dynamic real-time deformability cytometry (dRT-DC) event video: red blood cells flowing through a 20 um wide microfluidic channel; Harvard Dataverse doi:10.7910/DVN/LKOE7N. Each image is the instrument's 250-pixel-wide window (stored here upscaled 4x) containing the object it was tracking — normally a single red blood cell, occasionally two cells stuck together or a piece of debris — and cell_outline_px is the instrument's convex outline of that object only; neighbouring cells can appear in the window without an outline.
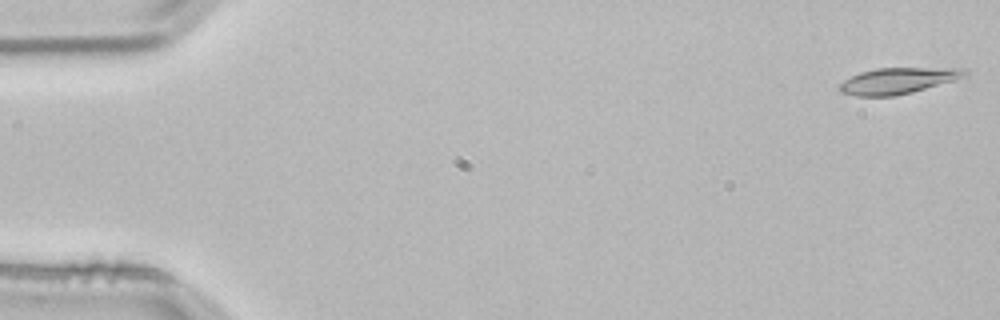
{"species": "common noctule bat (a hibernating species)", "species_latin": "Nyctalus noctula", "temperature_condition": "room temperature", "stored_images_in_passage": 53, "camera_frame_rate_fps": 3000, "um_per_image_px": 0.085, "animal": {"sex": "male", "body_mass_g": 21.5, "forearm_length_mm": 52.0}, "frame": {"image": 1, "passage_image": 1, "time_ms": 0.0, "image_size_px": [1000, 320], "cell_outline_px": [[968, 76], [912, 92], [892, 96], [856, 96], [840, 92], [836, 88], [844, 80], [860, 72], [876, 68], [968, 68]], "centroid_in_image_um": [76.32, 6.86], "position_along_channel_um": 8.7, "area_um2": 19.07}}
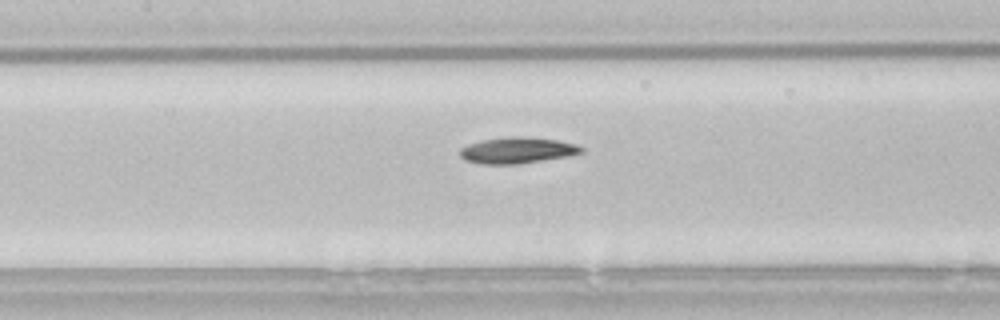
{"frame": {"image": 2, "passage_image": 24, "time_ms": 7.667, "image_size_px": [1000, 320], "cell_outline_px": [[584, 152], [568, 156], [520, 164], [480, 164], [464, 160], [460, 156], [460, 148], [468, 144], [480, 140], [504, 136], [524, 136], [556, 140], [576, 144], [584, 148]], "centroid_in_image_um": [43.94, 12.77], "position_along_channel_um": 163.5, "area_um2": 18.79}}
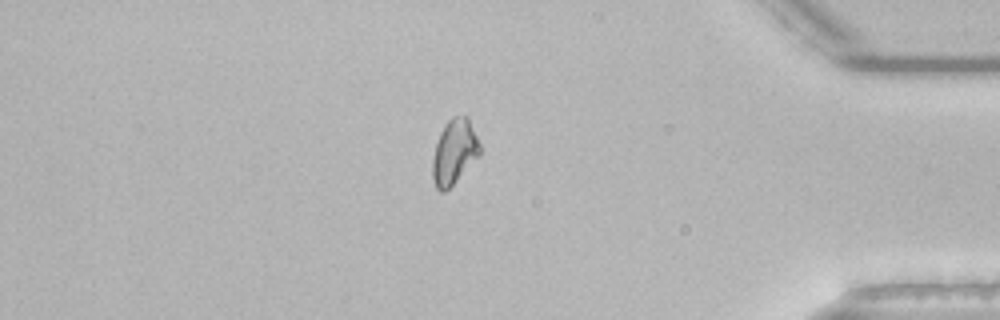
{"frame": {"image": 3, "passage_image": 45, "time_ms": 14.667, "image_size_px": [1000, 320], "cell_outline_px": [[480, 156], [444, 192], [440, 192], [436, 188], [432, 180], [432, 160], [436, 144], [440, 132], [444, 124], [452, 116], [468, 116], [480, 144]], "centroid_in_image_um": [38.61, 12.9], "position_along_channel_um": 396.6, "area_um2": 17.92}, "authors_computed_cell_mechanics": {"area_um2": 18.3226, "velocity_mm_per_s": 3.8232, "shape_relaxation_time_tau1_ms": 9.0365, "shape_relaxation_time_tau2_ms": null, "deformation_change_tau1": 0.1779, "deformation_change_tau2": null}}